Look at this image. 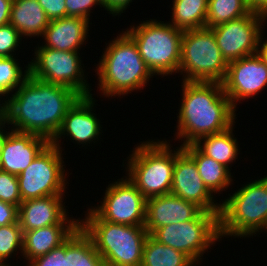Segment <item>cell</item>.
Wrapping results in <instances>:
<instances>
[{"label": "cell", "instance_id": "obj_1", "mask_svg": "<svg viewBox=\"0 0 267 266\" xmlns=\"http://www.w3.org/2000/svg\"><path fill=\"white\" fill-rule=\"evenodd\" d=\"M8 100L2 102V120L11 130L53 140L68 109L80 97L72 89L39 80L30 74ZM14 125V126H13Z\"/></svg>", "mask_w": 267, "mask_h": 266}, {"label": "cell", "instance_id": "obj_2", "mask_svg": "<svg viewBox=\"0 0 267 266\" xmlns=\"http://www.w3.org/2000/svg\"><path fill=\"white\" fill-rule=\"evenodd\" d=\"M177 135L184 138L182 146L200 138L228 130L235 123L236 109L224 93L220 82H182Z\"/></svg>", "mask_w": 267, "mask_h": 266}, {"label": "cell", "instance_id": "obj_3", "mask_svg": "<svg viewBox=\"0 0 267 266\" xmlns=\"http://www.w3.org/2000/svg\"><path fill=\"white\" fill-rule=\"evenodd\" d=\"M96 66L101 93L121 96L144 88L154 76L139 54L134 40L124 31L105 49Z\"/></svg>", "mask_w": 267, "mask_h": 266}, {"label": "cell", "instance_id": "obj_4", "mask_svg": "<svg viewBox=\"0 0 267 266\" xmlns=\"http://www.w3.org/2000/svg\"><path fill=\"white\" fill-rule=\"evenodd\" d=\"M86 215L79 226L92 239L105 266H141L144 243L149 236L145 226L110 223L90 208Z\"/></svg>", "mask_w": 267, "mask_h": 266}, {"label": "cell", "instance_id": "obj_5", "mask_svg": "<svg viewBox=\"0 0 267 266\" xmlns=\"http://www.w3.org/2000/svg\"><path fill=\"white\" fill-rule=\"evenodd\" d=\"M218 220L220 238L267 231V176L243 185L222 201Z\"/></svg>", "mask_w": 267, "mask_h": 266}, {"label": "cell", "instance_id": "obj_6", "mask_svg": "<svg viewBox=\"0 0 267 266\" xmlns=\"http://www.w3.org/2000/svg\"><path fill=\"white\" fill-rule=\"evenodd\" d=\"M129 155L127 177L148 199L171 192L176 151L165 140L146 141Z\"/></svg>", "mask_w": 267, "mask_h": 266}, {"label": "cell", "instance_id": "obj_7", "mask_svg": "<svg viewBox=\"0 0 267 266\" xmlns=\"http://www.w3.org/2000/svg\"><path fill=\"white\" fill-rule=\"evenodd\" d=\"M151 20V21H150ZM125 32L134 40L139 54L153 75L179 73L183 32L169 22L150 19Z\"/></svg>", "mask_w": 267, "mask_h": 266}, {"label": "cell", "instance_id": "obj_8", "mask_svg": "<svg viewBox=\"0 0 267 266\" xmlns=\"http://www.w3.org/2000/svg\"><path fill=\"white\" fill-rule=\"evenodd\" d=\"M224 59L210 28L186 30L181 43L179 72L183 81L220 82L227 73Z\"/></svg>", "mask_w": 267, "mask_h": 266}, {"label": "cell", "instance_id": "obj_9", "mask_svg": "<svg viewBox=\"0 0 267 266\" xmlns=\"http://www.w3.org/2000/svg\"><path fill=\"white\" fill-rule=\"evenodd\" d=\"M218 216L219 213L202 211L195 219L157 228L151 236L159 243L183 252L195 264H200L203 253L221 239Z\"/></svg>", "mask_w": 267, "mask_h": 266}, {"label": "cell", "instance_id": "obj_10", "mask_svg": "<svg viewBox=\"0 0 267 266\" xmlns=\"http://www.w3.org/2000/svg\"><path fill=\"white\" fill-rule=\"evenodd\" d=\"M35 59L29 63V74L39 80L68 87L80 97L92 96L85 80L79 52L60 51L38 46ZM79 54V55H78ZM84 76V77H83Z\"/></svg>", "mask_w": 267, "mask_h": 266}, {"label": "cell", "instance_id": "obj_11", "mask_svg": "<svg viewBox=\"0 0 267 266\" xmlns=\"http://www.w3.org/2000/svg\"><path fill=\"white\" fill-rule=\"evenodd\" d=\"M62 150L49 143L32 163L17 175L21 200L64 196L67 181Z\"/></svg>", "mask_w": 267, "mask_h": 266}, {"label": "cell", "instance_id": "obj_12", "mask_svg": "<svg viewBox=\"0 0 267 266\" xmlns=\"http://www.w3.org/2000/svg\"><path fill=\"white\" fill-rule=\"evenodd\" d=\"M147 199L126 177L108 185L101 205L91 208L102 220L129 226H144Z\"/></svg>", "mask_w": 267, "mask_h": 266}, {"label": "cell", "instance_id": "obj_13", "mask_svg": "<svg viewBox=\"0 0 267 266\" xmlns=\"http://www.w3.org/2000/svg\"><path fill=\"white\" fill-rule=\"evenodd\" d=\"M267 18L261 14H249L210 28L224 59L229 63L258 53L263 39L262 26Z\"/></svg>", "mask_w": 267, "mask_h": 266}, {"label": "cell", "instance_id": "obj_14", "mask_svg": "<svg viewBox=\"0 0 267 266\" xmlns=\"http://www.w3.org/2000/svg\"><path fill=\"white\" fill-rule=\"evenodd\" d=\"M224 93L236 109V102L259 94L267 86V66L259 53L228 63L222 82Z\"/></svg>", "mask_w": 267, "mask_h": 266}, {"label": "cell", "instance_id": "obj_15", "mask_svg": "<svg viewBox=\"0 0 267 266\" xmlns=\"http://www.w3.org/2000/svg\"><path fill=\"white\" fill-rule=\"evenodd\" d=\"M171 194L195 203L203 211L220 213V204L214 203L212 192L203 183L194 159L183 149H176Z\"/></svg>", "mask_w": 267, "mask_h": 266}, {"label": "cell", "instance_id": "obj_16", "mask_svg": "<svg viewBox=\"0 0 267 266\" xmlns=\"http://www.w3.org/2000/svg\"><path fill=\"white\" fill-rule=\"evenodd\" d=\"M92 97H79L68 109L59 131L50 142L52 145L61 150L62 147L59 144L61 141L59 139L66 134L79 145H88L93 140H99L98 136L102 132V127L96 114L92 113V108L95 105V100Z\"/></svg>", "mask_w": 267, "mask_h": 266}, {"label": "cell", "instance_id": "obj_17", "mask_svg": "<svg viewBox=\"0 0 267 266\" xmlns=\"http://www.w3.org/2000/svg\"><path fill=\"white\" fill-rule=\"evenodd\" d=\"M49 143L42 136L11 130L0 152V170L19 175Z\"/></svg>", "mask_w": 267, "mask_h": 266}, {"label": "cell", "instance_id": "obj_18", "mask_svg": "<svg viewBox=\"0 0 267 266\" xmlns=\"http://www.w3.org/2000/svg\"><path fill=\"white\" fill-rule=\"evenodd\" d=\"M203 210L174 194L147 199L145 229L151 235L157 228L195 219Z\"/></svg>", "mask_w": 267, "mask_h": 266}, {"label": "cell", "instance_id": "obj_19", "mask_svg": "<svg viewBox=\"0 0 267 266\" xmlns=\"http://www.w3.org/2000/svg\"><path fill=\"white\" fill-rule=\"evenodd\" d=\"M62 199L63 196H47L22 201L18 207V222L22 231L56 224H79L80 219L67 217Z\"/></svg>", "mask_w": 267, "mask_h": 266}, {"label": "cell", "instance_id": "obj_20", "mask_svg": "<svg viewBox=\"0 0 267 266\" xmlns=\"http://www.w3.org/2000/svg\"><path fill=\"white\" fill-rule=\"evenodd\" d=\"M89 21L80 17L67 16L52 20L45 29L43 47L60 51H74L85 44L89 31ZM84 42V43H83Z\"/></svg>", "mask_w": 267, "mask_h": 266}, {"label": "cell", "instance_id": "obj_21", "mask_svg": "<svg viewBox=\"0 0 267 266\" xmlns=\"http://www.w3.org/2000/svg\"><path fill=\"white\" fill-rule=\"evenodd\" d=\"M79 227V224H56L32 231H23V258L30 263L59 247Z\"/></svg>", "mask_w": 267, "mask_h": 266}, {"label": "cell", "instance_id": "obj_22", "mask_svg": "<svg viewBox=\"0 0 267 266\" xmlns=\"http://www.w3.org/2000/svg\"><path fill=\"white\" fill-rule=\"evenodd\" d=\"M50 20L37 0H13L9 23L22 37L44 35Z\"/></svg>", "mask_w": 267, "mask_h": 266}, {"label": "cell", "instance_id": "obj_23", "mask_svg": "<svg viewBox=\"0 0 267 266\" xmlns=\"http://www.w3.org/2000/svg\"><path fill=\"white\" fill-rule=\"evenodd\" d=\"M182 147L194 159L203 183L212 193L217 194L231 185L230 169L204 155L194 144Z\"/></svg>", "mask_w": 267, "mask_h": 266}, {"label": "cell", "instance_id": "obj_24", "mask_svg": "<svg viewBox=\"0 0 267 266\" xmlns=\"http://www.w3.org/2000/svg\"><path fill=\"white\" fill-rule=\"evenodd\" d=\"M204 140V141H203ZM203 141V142H202ZM233 135V126L228 130L200 138L194 145L206 156L228 169L238 156V144Z\"/></svg>", "mask_w": 267, "mask_h": 266}, {"label": "cell", "instance_id": "obj_25", "mask_svg": "<svg viewBox=\"0 0 267 266\" xmlns=\"http://www.w3.org/2000/svg\"><path fill=\"white\" fill-rule=\"evenodd\" d=\"M66 266H105L92 239L79 226L65 241Z\"/></svg>", "mask_w": 267, "mask_h": 266}, {"label": "cell", "instance_id": "obj_26", "mask_svg": "<svg viewBox=\"0 0 267 266\" xmlns=\"http://www.w3.org/2000/svg\"><path fill=\"white\" fill-rule=\"evenodd\" d=\"M208 1L174 0L170 24L182 31L206 28Z\"/></svg>", "mask_w": 267, "mask_h": 266}, {"label": "cell", "instance_id": "obj_27", "mask_svg": "<svg viewBox=\"0 0 267 266\" xmlns=\"http://www.w3.org/2000/svg\"><path fill=\"white\" fill-rule=\"evenodd\" d=\"M196 266L183 252L163 245L149 235L144 243L141 266Z\"/></svg>", "mask_w": 267, "mask_h": 266}, {"label": "cell", "instance_id": "obj_28", "mask_svg": "<svg viewBox=\"0 0 267 266\" xmlns=\"http://www.w3.org/2000/svg\"><path fill=\"white\" fill-rule=\"evenodd\" d=\"M250 12L246 0H209L206 28L241 18Z\"/></svg>", "mask_w": 267, "mask_h": 266}, {"label": "cell", "instance_id": "obj_29", "mask_svg": "<svg viewBox=\"0 0 267 266\" xmlns=\"http://www.w3.org/2000/svg\"><path fill=\"white\" fill-rule=\"evenodd\" d=\"M19 62L14 56L0 58V98L18 89L29 74V66L22 71Z\"/></svg>", "mask_w": 267, "mask_h": 266}, {"label": "cell", "instance_id": "obj_30", "mask_svg": "<svg viewBox=\"0 0 267 266\" xmlns=\"http://www.w3.org/2000/svg\"><path fill=\"white\" fill-rule=\"evenodd\" d=\"M23 250V231L19 222L0 226V266H10L5 261L16 251Z\"/></svg>", "mask_w": 267, "mask_h": 266}, {"label": "cell", "instance_id": "obj_31", "mask_svg": "<svg viewBox=\"0 0 267 266\" xmlns=\"http://www.w3.org/2000/svg\"><path fill=\"white\" fill-rule=\"evenodd\" d=\"M0 200L19 207L22 200L17 175L0 170Z\"/></svg>", "mask_w": 267, "mask_h": 266}, {"label": "cell", "instance_id": "obj_32", "mask_svg": "<svg viewBox=\"0 0 267 266\" xmlns=\"http://www.w3.org/2000/svg\"><path fill=\"white\" fill-rule=\"evenodd\" d=\"M21 39L20 33L10 23L0 26V58L14 56Z\"/></svg>", "mask_w": 267, "mask_h": 266}, {"label": "cell", "instance_id": "obj_33", "mask_svg": "<svg viewBox=\"0 0 267 266\" xmlns=\"http://www.w3.org/2000/svg\"><path fill=\"white\" fill-rule=\"evenodd\" d=\"M66 17H80L90 21V11L93 6L104 7L102 0H65Z\"/></svg>", "mask_w": 267, "mask_h": 266}, {"label": "cell", "instance_id": "obj_34", "mask_svg": "<svg viewBox=\"0 0 267 266\" xmlns=\"http://www.w3.org/2000/svg\"><path fill=\"white\" fill-rule=\"evenodd\" d=\"M28 266H66L65 242L46 255L35 258Z\"/></svg>", "mask_w": 267, "mask_h": 266}, {"label": "cell", "instance_id": "obj_35", "mask_svg": "<svg viewBox=\"0 0 267 266\" xmlns=\"http://www.w3.org/2000/svg\"><path fill=\"white\" fill-rule=\"evenodd\" d=\"M44 9L47 18L52 21L66 17L65 0H37Z\"/></svg>", "mask_w": 267, "mask_h": 266}, {"label": "cell", "instance_id": "obj_36", "mask_svg": "<svg viewBox=\"0 0 267 266\" xmlns=\"http://www.w3.org/2000/svg\"><path fill=\"white\" fill-rule=\"evenodd\" d=\"M18 221V207L0 200V226H6Z\"/></svg>", "mask_w": 267, "mask_h": 266}, {"label": "cell", "instance_id": "obj_37", "mask_svg": "<svg viewBox=\"0 0 267 266\" xmlns=\"http://www.w3.org/2000/svg\"><path fill=\"white\" fill-rule=\"evenodd\" d=\"M105 10L109 11L113 16L121 15L132 0H102Z\"/></svg>", "mask_w": 267, "mask_h": 266}, {"label": "cell", "instance_id": "obj_38", "mask_svg": "<svg viewBox=\"0 0 267 266\" xmlns=\"http://www.w3.org/2000/svg\"><path fill=\"white\" fill-rule=\"evenodd\" d=\"M251 12L261 14L267 18V0H246Z\"/></svg>", "mask_w": 267, "mask_h": 266}, {"label": "cell", "instance_id": "obj_39", "mask_svg": "<svg viewBox=\"0 0 267 266\" xmlns=\"http://www.w3.org/2000/svg\"><path fill=\"white\" fill-rule=\"evenodd\" d=\"M13 0H0V26L10 21L11 5Z\"/></svg>", "mask_w": 267, "mask_h": 266}, {"label": "cell", "instance_id": "obj_40", "mask_svg": "<svg viewBox=\"0 0 267 266\" xmlns=\"http://www.w3.org/2000/svg\"><path fill=\"white\" fill-rule=\"evenodd\" d=\"M261 43H262V40H261L260 45H259L258 53L263 58V60L266 63V66H267V40H265V42L263 41V44H261Z\"/></svg>", "mask_w": 267, "mask_h": 266}, {"label": "cell", "instance_id": "obj_41", "mask_svg": "<svg viewBox=\"0 0 267 266\" xmlns=\"http://www.w3.org/2000/svg\"><path fill=\"white\" fill-rule=\"evenodd\" d=\"M5 123L3 122V120L0 121V152L2 150V145L3 142L8 134V131L5 132V130L3 129V127L5 128Z\"/></svg>", "mask_w": 267, "mask_h": 266}, {"label": "cell", "instance_id": "obj_42", "mask_svg": "<svg viewBox=\"0 0 267 266\" xmlns=\"http://www.w3.org/2000/svg\"><path fill=\"white\" fill-rule=\"evenodd\" d=\"M1 115H2V110H0V121L2 120V117H1Z\"/></svg>", "mask_w": 267, "mask_h": 266}]
</instances>
